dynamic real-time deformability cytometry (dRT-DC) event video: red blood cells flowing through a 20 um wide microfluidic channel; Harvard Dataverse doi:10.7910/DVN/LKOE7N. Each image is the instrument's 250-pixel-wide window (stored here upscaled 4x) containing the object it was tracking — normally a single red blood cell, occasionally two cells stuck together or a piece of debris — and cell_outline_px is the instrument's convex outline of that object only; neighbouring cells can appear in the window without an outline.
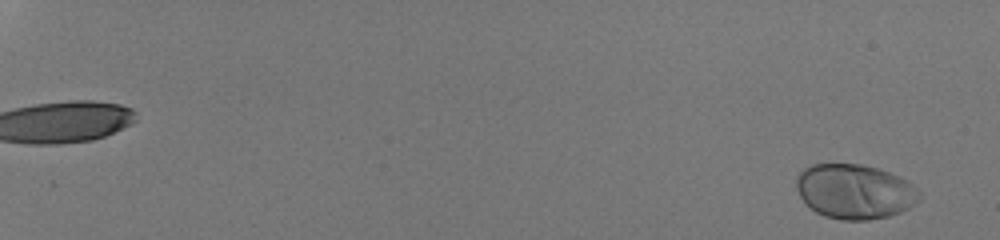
{"species": "human", "species_latin": "Homo sapiens", "temperature_condition": "room temperature", "stored_images_in_passage": 50, "camera_frame_rate_fps": 3000, "um_per_image_px": 0.085, "donor": {"sex": "male"}, "frame": {"image": 1, "passage_image": 3, "time_ms": 0.667, "image_size_px": [1000, 240], "cell_outline_px": [[920, 200], [908, 208], [900, 212], [888, 216], [868, 220], [840, 220], [824, 216], [816, 212], [800, 196], [796, 188], [796, 180], [800, 172], [804, 168], [812, 164], [860, 164], [876, 168], [888, 172], [908, 180], [920, 192]], "centroid_in_image_um": [72.66, 16.28], "position_along_channel_um": 12.3, "area_um2": 39.13}}
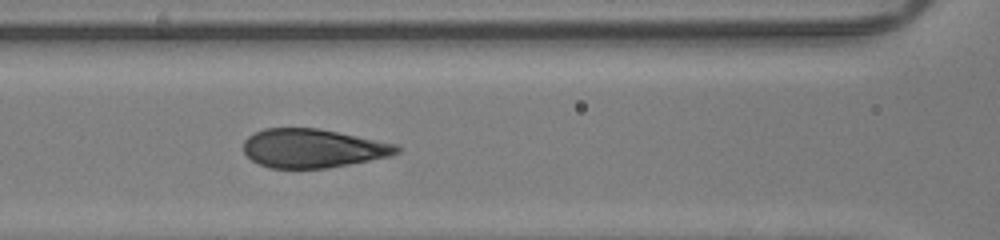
{"frame": {"image": 2, "passage_image": 30, "time_ms": 9.667, "image_size_px": [1000, 240], "cell_outline_px": [[400, 152], [388, 156], [328, 168], [268, 168], [252, 160], [244, 152], [244, 140], [248, 136], [264, 128], [316, 128], [400, 144]], "centroid_in_image_um": [26.59, 12.6], "position_along_channel_um": 140.0, "area_um2": 34.51}}
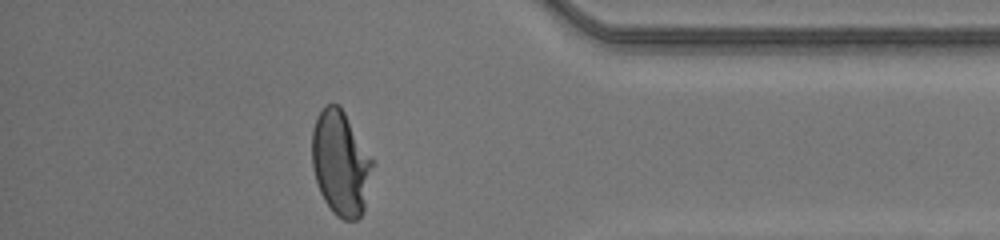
{"frame": {"image": 3, "passage_image": 50, "time_ms": 16.333, "image_size_px": [1000, 240], "cell_outline_px": [[372, 164], [364, 212], [356, 220], [344, 220], [336, 216], [332, 212], [324, 200], [320, 192], [312, 168], [312, 128], [316, 116], [328, 104], [336, 104], [344, 112], [372, 160]], "centroid_in_image_um": [28.92, 13.91], "position_along_channel_um": 406.3, "area_um2": 36.36}, "authors_computed_cell_mechanics": {"area_um2": 36.5007, "velocity_mm_per_s": 4.2161, "shape_relaxation_time_tau1_ms": 4.244, "shape_relaxation_time_tau2_ms": null, "deformation_change_tau1": 0.2077, "deformation_change_tau2": null}}